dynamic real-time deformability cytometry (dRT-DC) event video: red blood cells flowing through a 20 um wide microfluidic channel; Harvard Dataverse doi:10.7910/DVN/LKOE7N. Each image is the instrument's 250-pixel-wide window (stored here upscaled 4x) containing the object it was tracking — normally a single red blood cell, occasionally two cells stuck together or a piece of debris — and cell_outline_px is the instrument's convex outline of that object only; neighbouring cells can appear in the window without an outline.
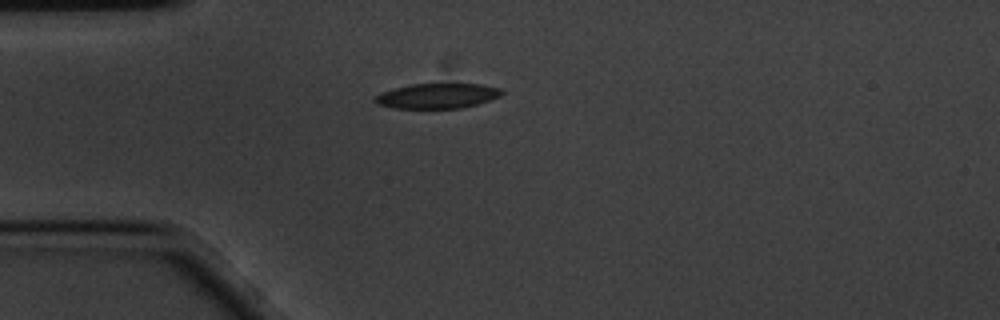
{"species": "common noctule bat (a hibernating species)", "species_latin": "Nyctalus noctula", "temperature_condition": "cold", "stored_images_in_passage": 1, "camera_frame_rate_fps": 3000, "um_per_image_px": 0.085, "animal": {"sex": "male", "body_mass_g": 20.1, "forearm_length_mm": 53.5}, "frame": {"image": 1, "passage_image": 1, "time_ms": 0.0, "image_size_px": [1000, 320], "cell_outline_px": [[504, 92], [500, 96], [476, 104], [460, 108], [392, 108], [376, 104], [372, 100], [380, 92], [412, 84], [480, 84], [500, 88]], "centroid_in_image_um": [37.13, 8.15], "position_along_channel_um": 47.9, "area_um2": 18.38}}